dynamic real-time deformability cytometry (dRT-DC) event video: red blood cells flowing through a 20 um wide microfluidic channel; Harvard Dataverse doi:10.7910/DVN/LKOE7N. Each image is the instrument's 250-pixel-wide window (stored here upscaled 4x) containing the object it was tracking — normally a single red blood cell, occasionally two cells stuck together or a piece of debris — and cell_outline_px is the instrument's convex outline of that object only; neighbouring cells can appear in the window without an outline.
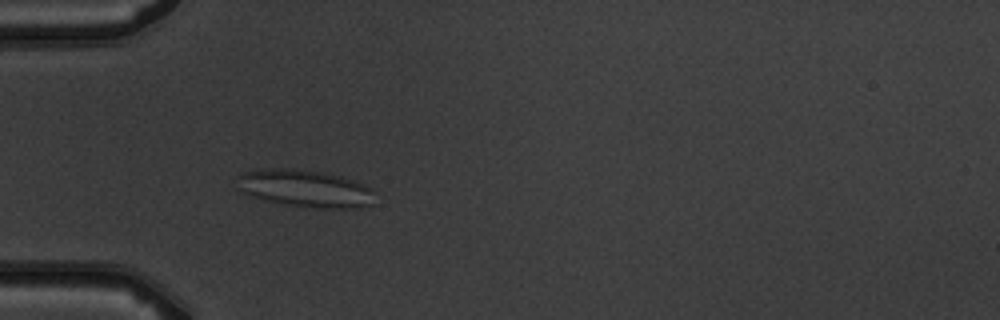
{"species": "common noctule bat (a hibernating species)", "species_latin": "Nyctalus noctula", "temperature_condition": "warm", "stored_images_in_passage": 4, "camera_frame_rate_fps": 3000, "um_per_image_px": 0.085, "animal": {"sex": "male", "body_mass_g": 19.5, "forearm_length_mm": 54.6}, "frame": {"image": 1, "passage_image": 4, "time_ms": 4.667, "image_size_px": [1000, 320], "cell_outline_px": [[372, 204], [360, 208], [320, 208], [284, 204], [252, 196], [236, 188], [236, 176], [244, 172], [276, 168], [292, 168], [324, 172], [340, 176], [364, 184], [372, 192]], "centroid_in_image_um": [25.9, 16.01], "position_along_channel_um": 59.1, "area_um2": 29.71}}